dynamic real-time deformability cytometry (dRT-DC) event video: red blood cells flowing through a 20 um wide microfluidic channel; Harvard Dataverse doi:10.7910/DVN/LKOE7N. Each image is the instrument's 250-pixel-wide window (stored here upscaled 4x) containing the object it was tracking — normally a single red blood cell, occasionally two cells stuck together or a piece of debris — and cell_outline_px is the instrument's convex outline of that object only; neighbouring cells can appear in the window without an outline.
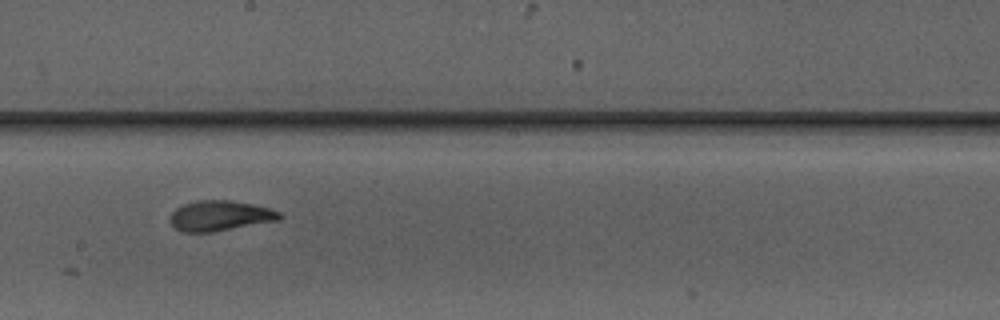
{"species": "Egyptian fruit bat (a non-hibernating species)", "species_latin": "Rousettus aegyptiacus", "temperature_condition": "warm", "stored_images_in_passage": 10, "camera_frame_rate_fps": 3000, "um_per_image_px": 0.085, "animal": {"sex": "male"}, "frame": {"image": 1, "passage_image": 8, "time_ms": 9.333, "image_size_px": [1000, 320], "cell_outline_px": [[284, 216], [280, 220], [212, 232], [184, 232], [176, 228], [168, 220], [172, 212], [176, 208], [184, 204], [196, 200], [232, 200], [252, 204], [268, 208], [280, 212]], "centroid_in_image_um": [18.71, 18.33], "position_along_channel_um": 229.5, "area_um2": 19.36}}
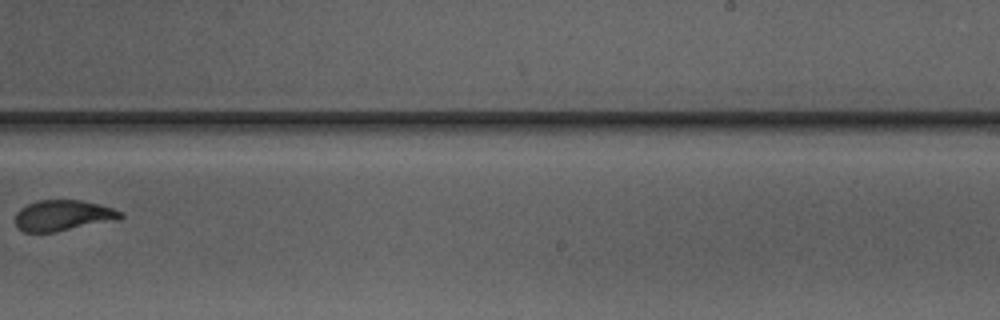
{"frame": {"image": 2, "passage_image": 9, "time_ms": 10.667, "image_size_px": [1000, 320], "cell_outline_px": [[124, 216], [120, 220], [56, 232], [24, 232], [16, 224], [16, 212], [20, 208], [36, 200], [80, 200], [112, 208], [124, 212]], "centroid_in_image_um": [5.4, 18.32], "position_along_channel_um": 283.6, "area_um2": 19.02}}
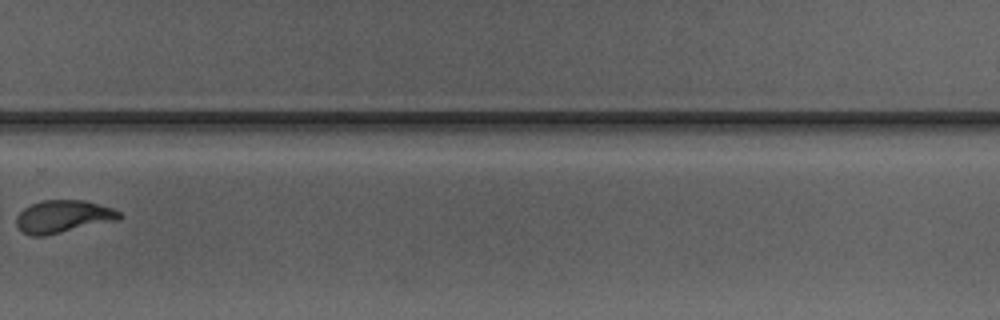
{"frame": {"image": 3, "passage_image": 10, "time_ms": 11.667, "image_size_px": [1000, 320], "cell_outline_px": [[124, 216], [120, 220], [44, 236], [32, 236], [20, 232], [16, 224], [16, 216], [24, 208], [32, 204], [44, 200], [84, 200], [112, 208], [120, 212]], "centroid_in_image_um": [5.37, 18.42], "position_along_channel_um": 324.4, "area_um2": 19.77}}